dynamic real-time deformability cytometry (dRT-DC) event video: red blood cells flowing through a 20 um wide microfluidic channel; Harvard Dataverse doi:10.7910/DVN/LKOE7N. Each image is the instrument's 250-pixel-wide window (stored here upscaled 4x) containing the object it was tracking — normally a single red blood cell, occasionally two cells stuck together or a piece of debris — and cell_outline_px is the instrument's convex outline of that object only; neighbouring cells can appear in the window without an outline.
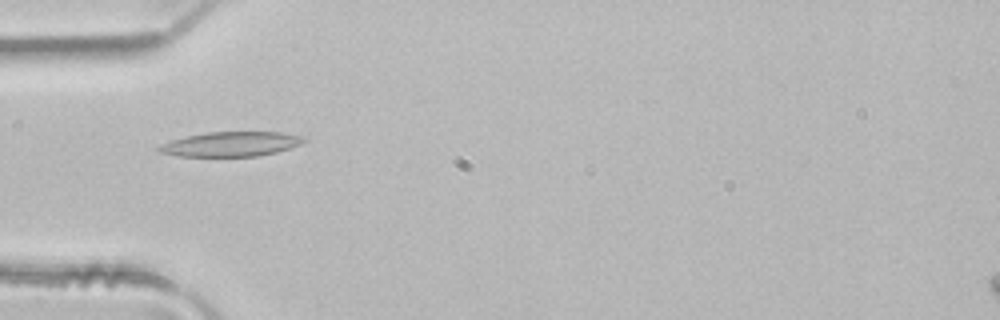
{"species": "common noctule bat (a hibernating species)", "species_latin": "Nyctalus noctula", "temperature_condition": "room temperature", "stored_images_in_passage": 2, "camera_frame_rate_fps": 3000, "um_per_image_px": 0.085, "animal": {"sex": "male", "body_mass_g": 21.5, "forearm_length_mm": 52.0}, "frame": {"image": 1, "passage_image": 2, "time_ms": 0.333, "image_size_px": [1000, 320], "cell_outline_px": [[304, 140], [300, 144], [276, 152], [256, 156], [180, 156], [160, 152], [156, 148], [160, 144], [184, 136], [208, 132], [280, 132], [304, 136]], "centroid_in_image_um": [19.59, 12.24], "position_along_channel_um": 65.4, "area_um2": 20.63}}